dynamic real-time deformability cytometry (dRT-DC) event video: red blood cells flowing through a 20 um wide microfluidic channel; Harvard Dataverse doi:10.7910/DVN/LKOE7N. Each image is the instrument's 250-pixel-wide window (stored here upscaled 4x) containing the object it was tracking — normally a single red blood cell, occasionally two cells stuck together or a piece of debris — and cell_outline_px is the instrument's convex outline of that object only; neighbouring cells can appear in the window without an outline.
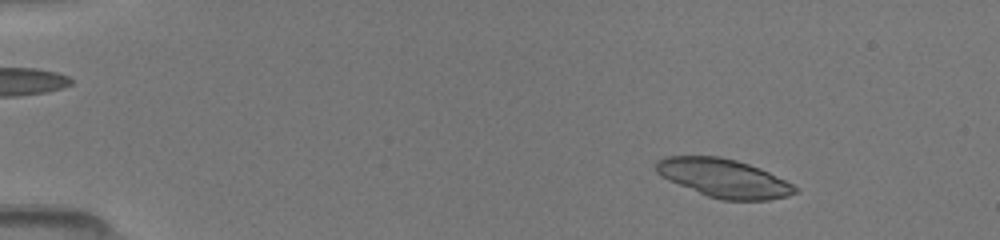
{"species": "common noctule bat (a hibernating species)", "species_latin": "Nyctalus noctula", "temperature_condition": "room temperature", "stored_images_in_passage": 25, "camera_frame_rate_fps": 3000, "um_per_image_px": 0.085, "animal": {"sex": "female", "body_mass_g": 19.5, "forearm_length_mm": 54.1}, "frame": {"image": 1, "passage_image": 9, "time_ms": 2.333, "image_size_px": [1000, 240], "cell_outline_px": [[800, 188], [796, 192], [788, 196], [768, 200], [720, 200], [708, 196], [668, 180], [660, 176], [656, 172], [656, 160], [664, 156], [720, 156], [736, 160], [760, 168]], "centroid_in_image_um": [61.5, 15.14], "position_along_channel_um": 23.5, "area_um2": 31.1}}